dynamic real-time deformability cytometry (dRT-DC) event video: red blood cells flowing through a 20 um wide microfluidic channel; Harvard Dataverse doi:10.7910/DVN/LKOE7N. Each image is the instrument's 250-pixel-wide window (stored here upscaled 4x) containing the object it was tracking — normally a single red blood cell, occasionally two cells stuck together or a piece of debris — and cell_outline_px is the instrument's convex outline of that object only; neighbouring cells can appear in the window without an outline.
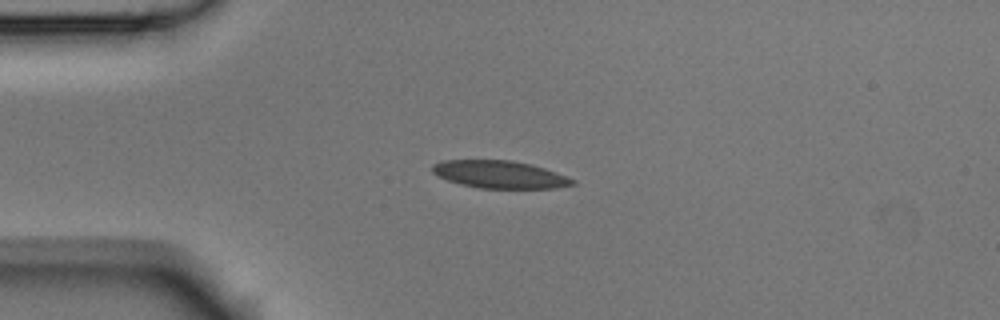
{"species": "Egyptian fruit bat (a non-hibernating species)", "species_latin": "Rousettus aegyptiacus", "temperature_condition": "room temperature", "stored_images_in_passage": 7, "camera_frame_rate_fps": 3000, "um_per_image_px": 0.085, "animal": {"sex": "male"}, "frame": {"image": 1, "passage_image": 3, "time_ms": 0.667, "image_size_px": [1000, 320], "cell_outline_px": [[576, 184], [556, 188], [476, 188], [460, 184], [436, 176], [432, 172], [432, 164], [440, 160], [512, 160], [532, 164], [556, 172], [576, 180]], "centroid_in_image_um": [42.46, 14.82], "position_along_channel_um": 42.5, "area_um2": 22.72}}
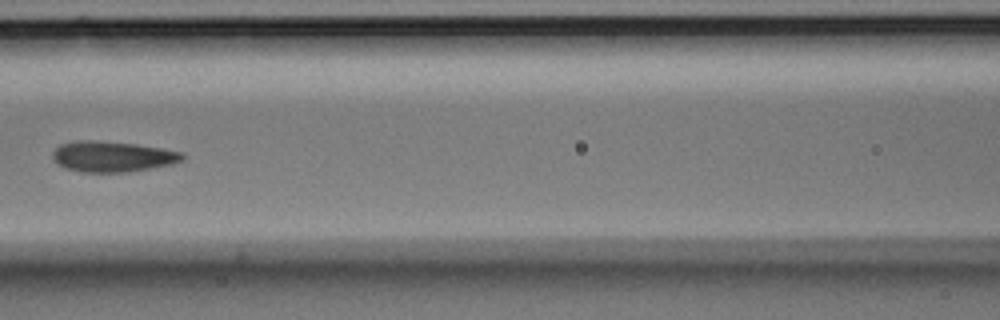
{"frame": {"image": 2, "passage_image": 6, "time_ms": 1.667, "image_size_px": [1000, 320], "cell_outline_px": [[184, 160], [172, 164], [152, 168], [128, 172], [80, 172], [64, 168], [52, 160], [52, 152], [60, 144], [72, 140], [96, 140], [136, 144], [184, 152]], "centroid_in_image_um": [9.53, 13.3], "position_along_channel_um": 157.1, "area_um2": 23.52}}
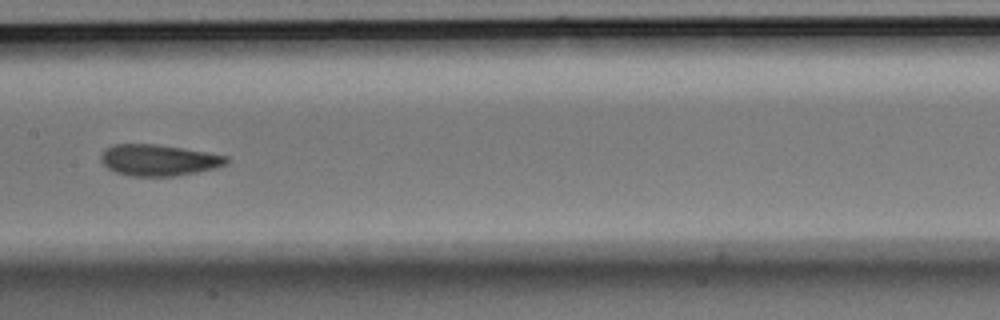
{"frame": {"image": 3, "passage_image": 7, "time_ms": 2.0, "image_size_px": [1000, 320], "cell_outline_px": [[228, 164], [216, 168], [176, 176], [132, 176], [116, 172], [108, 168], [100, 160], [100, 156], [112, 144], [156, 144], [228, 156]], "centroid_in_image_um": [13.49, 13.62], "position_along_channel_um": 193.9, "area_um2": 22.66}}